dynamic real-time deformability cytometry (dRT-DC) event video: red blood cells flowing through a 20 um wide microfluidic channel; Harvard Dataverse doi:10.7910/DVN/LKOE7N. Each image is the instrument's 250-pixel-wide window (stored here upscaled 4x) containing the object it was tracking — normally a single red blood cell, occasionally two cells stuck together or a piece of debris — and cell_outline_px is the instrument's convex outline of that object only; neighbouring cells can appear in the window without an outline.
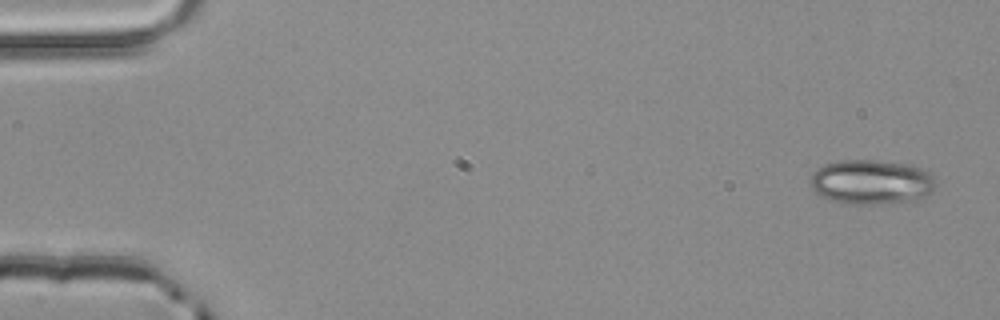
{"species": "common noctule bat (a hibernating species)", "species_latin": "Nyctalus noctula", "temperature_condition": "room temperature", "stored_images_in_passage": 3, "camera_frame_rate_fps": 3000, "um_per_image_px": 0.085, "animal": {"sex": "male", "body_mass_g": 20.4}, "frame": {"image": 1, "passage_image": 1, "time_ms": 0.0, "image_size_px": [1000, 320], "cell_outline_px": [[936, 184], [932, 192], [928, 196], [916, 200], [876, 204], [840, 204], [820, 196], [812, 188], [812, 172], [824, 164], [840, 160], [876, 160], [912, 164], [924, 168], [936, 180]], "centroid_in_image_um": [74.1, 15.47], "position_along_channel_um": 10.9, "area_um2": 33.12}}